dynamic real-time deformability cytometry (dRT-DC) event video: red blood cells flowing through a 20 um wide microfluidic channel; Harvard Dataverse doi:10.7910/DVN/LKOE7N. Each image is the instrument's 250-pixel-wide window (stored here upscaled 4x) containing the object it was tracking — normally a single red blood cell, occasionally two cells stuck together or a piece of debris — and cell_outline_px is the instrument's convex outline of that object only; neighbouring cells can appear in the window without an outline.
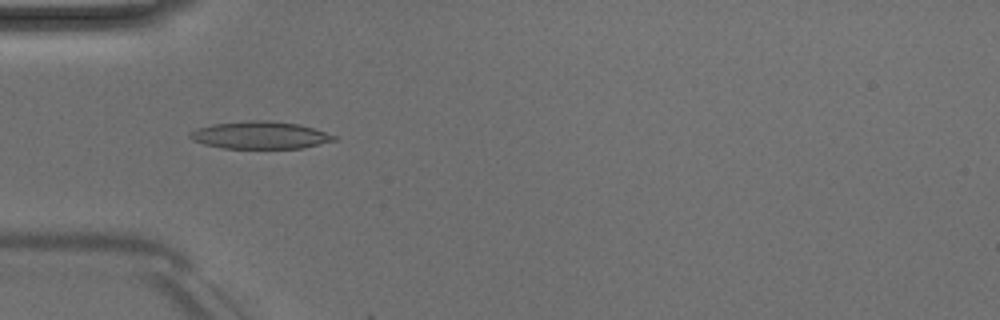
{"species": "Egyptian fruit bat (a non-hibernating species)", "species_latin": "Rousettus aegyptiacus", "temperature_condition": "room temperature", "stored_images_in_passage": 51, "camera_frame_rate_fps": 3000, "um_per_image_px": 0.085, "animal": {"sex": "male"}, "frame": {"image": 1, "passage_image": 16, "time_ms": 5.0, "image_size_px": [1000, 320], "cell_outline_px": [[340, 136], [336, 140], [304, 148], [220, 148], [204, 144], [192, 140], [188, 136], [188, 132], [196, 128], [212, 124], [252, 120], [268, 120], [300, 124]], "centroid_in_image_um": [22.12, 11.48], "position_along_channel_um": 62.9, "area_um2": 23.29}}
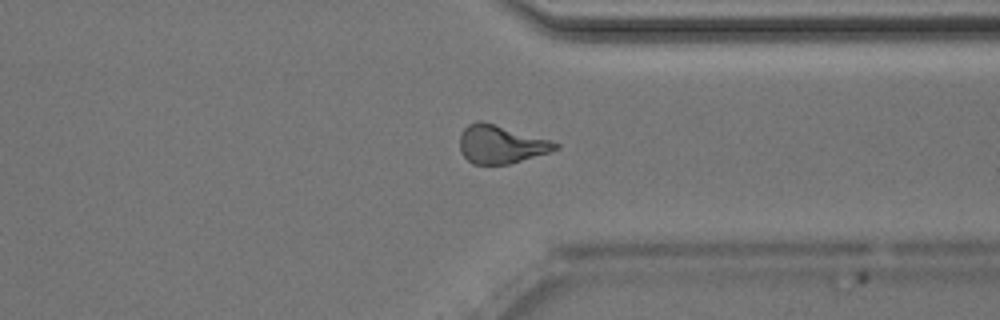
{"frame": {"image": 2, "passage_image": 39, "time_ms": 12.667, "image_size_px": [1000, 320], "cell_outline_px": [[560, 148], [548, 152], [508, 164], [472, 164], [460, 152], [460, 136], [464, 128], [468, 124], [480, 120], [548, 140], [560, 144]], "centroid_in_image_um": [42.53, 12.27], "position_along_channel_um": 368.9, "area_um2": 20.81}}
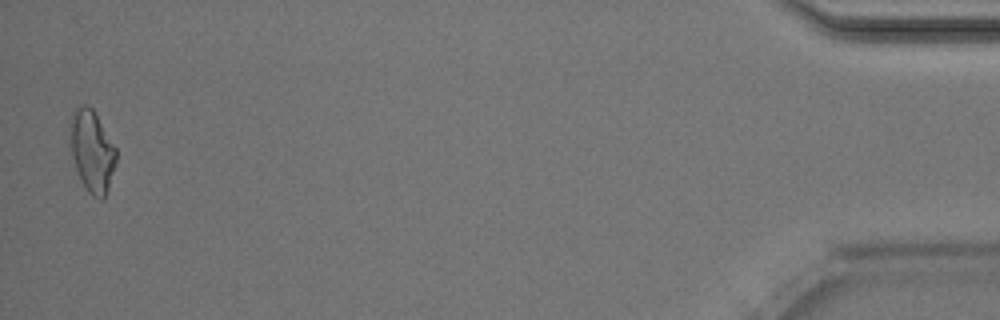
{"frame": {"image": 3, "passage_image": 50, "time_ms": 16.333, "image_size_px": [1000, 320], "cell_outline_px": [[116, 164], [104, 200], [100, 200], [92, 196], [88, 192], [76, 168], [72, 156], [72, 112], [76, 108], [84, 104], [88, 104], [92, 108], [116, 148]], "centroid_in_image_um": [7.86, 12.88], "position_along_channel_um": 427.3, "area_um2": 21.33}, "authors_computed_cell_mechanics": {"area_um2": 21.5594, "velocity_mm_per_s": 4.0181, "shape_relaxation_time_tau1_ms": 4.3079, "shape_relaxation_time_tau2_ms": 3.8369, "deformation_change_tau1": 0.1427, "deformation_change_tau2": 0.1262}}